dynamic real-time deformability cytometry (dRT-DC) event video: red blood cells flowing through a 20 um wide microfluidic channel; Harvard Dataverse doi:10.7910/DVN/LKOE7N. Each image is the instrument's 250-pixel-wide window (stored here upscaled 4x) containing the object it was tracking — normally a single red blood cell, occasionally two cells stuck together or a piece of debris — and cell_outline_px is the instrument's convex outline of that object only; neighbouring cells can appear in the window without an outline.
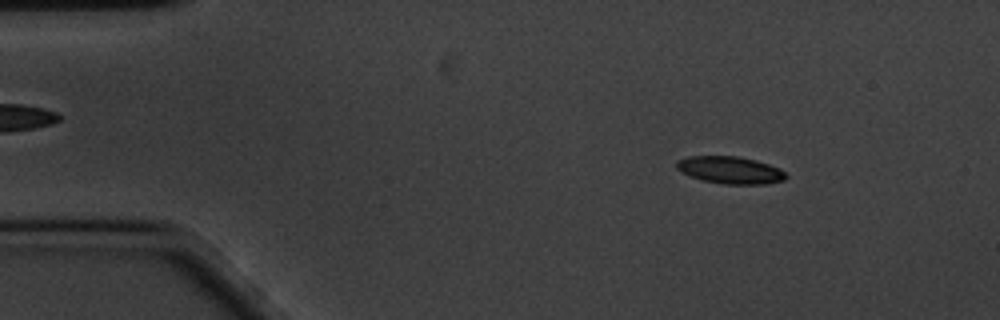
{"species": "common noctule bat (a hibernating species)", "species_latin": "Nyctalus noctula", "temperature_condition": "cold", "stored_images_in_passage": 59, "camera_frame_rate_fps": 3000, "um_per_image_px": 0.085, "animal": {"sex": "male", "body_mass_g": 20.1, "forearm_length_mm": 53.5}, "frame": {"image": 1, "passage_image": 8, "time_ms": 2.333, "image_size_px": [1000, 320], "cell_outline_px": [[788, 176], [784, 180], [764, 184], [724, 184], [704, 180], [688, 176], [680, 172], [676, 168], [676, 160], [688, 156], [736, 156], [756, 160], [780, 168]], "centroid_in_image_um": [62.03, 14.45], "position_along_channel_um": 23.0, "area_um2": 17.46}}
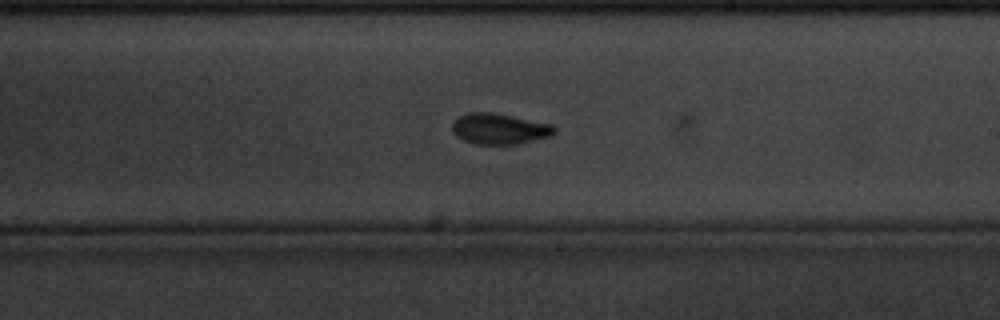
{"frame": {"image": 2, "passage_image": 34, "time_ms": 11.0, "image_size_px": [1000, 320], "cell_outline_px": [[556, 132], [552, 136], [512, 144], [476, 144], [464, 140], [456, 136], [452, 132], [452, 120], [468, 112], [492, 112], [552, 124], [556, 128]], "centroid_in_image_um": [42.42, 10.94], "position_along_channel_um": 246.6, "area_um2": 18.32}}
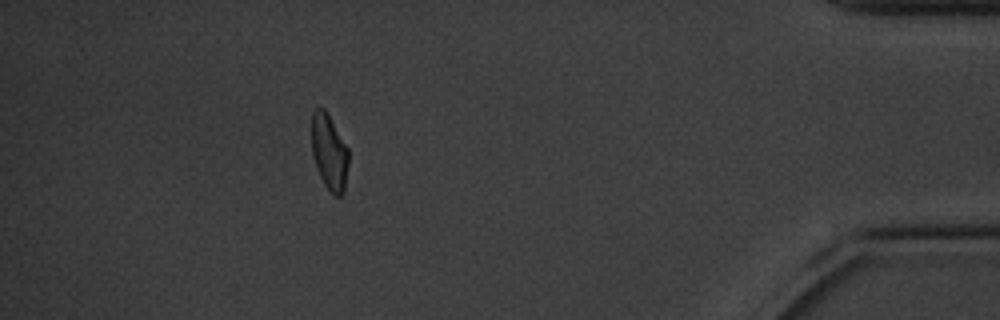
{"frame": {"image": 3, "passage_image": 53, "time_ms": 17.333, "image_size_px": [1000, 320], "cell_outline_px": [[348, 164], [344, 192], [340, 196], [336, 196], [324, 184], [316, 168], [312, 156], [312, 112], [316, 108], [324, 108], [348, 148]], "centroid_in_image_um": [27.98, 12.94], "position_along_channel_um": 407.2, "area_um2": 16.13}, "authors_computed_cell_mechanics": {"area_um2": 17.4556, "velocity_mm_per_s": 3.3671, "shape_relaxation_time_tau1_ms": 3.0884, "shape_relaxation_time_tau2_ms": 1.7129, "deformation_change_tau1": 0.1253, "deformation_change_tau2": 0.071}}